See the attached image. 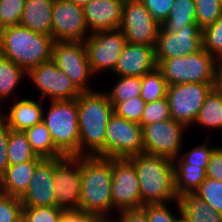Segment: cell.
<instances>
[{
  "mask_svg": "<svg viewBox=\"0 0 222 222\" xmlns=\"http://www.w3.org/2000/svg\"><path fill=\"white\" fill-rule=\"evenodd\" d=\"M78 107L79 156L105 158V137L113 106L105 91H85L76 98ZM87 149V150H85Z\"/></svg>",
  "mask_w": 222,
  "mask_h": 222,
  "instance_id": "6da1fadb",
  "label": "cell"
},
{
  "mask_svg": "<svg viewBox=\"0 0 222 222\" xmlns=\"http://www.w3.org/2000/svg\"><path fill=\"white\" fill-rule=\"evenodd\" d=\"M80 168L82 189L79 211L102 216L111 222L112 158L80 156Z\"/></svg>",
  "mask_w": 222,
  "mask_h": 222,
  "instance_id": "7a4b0ae2",
  "label": "cell"
},
{
  "mask_svg": "<svg viewBox=\"0 0 222 222\" xmlns=\"http://www.w3.org/2000/svg\"><path fill=\"white\" fill-rule=\"evenodd\" d=\"M139 179L141 204L172 202L177 204L174 161L157 155L140 153L126 158Z\"/></svg>",
  "mask_w": 222,
  "mask_h": 222,
  "instance_id": "3957f363",
  "label": "cell"
},
{
  "mask_svg": "<svg viewBox=\"0 0 222 222\" xmlns=\"http://www.w3.org/2000/svg\"><path fill=\"white\" fill-rule=\"evenodd\" d=\"M53 38L15 25L0 30V55L26 72L52 59Z\"/></svg>",
  "mask_w": 222,
  "mask_h": 222,
  "instance_id": "277c9868",
  "label": "cell"
},
{
  "mask_svg": "<svg viewBox=\"0 0 222 222\" xmlns=\"http://www.w3.org/2000/svg\"><path fill=\"white\" fill-rule=\"evenodd\" d=\"M157 69L168 85L216 83L219 61L203 48L198 52L171 59L156 60Z\"/></svg>",
  "mask_w": 222,
  "mask_h": 222,
  "instance_id": "5b68a950",
  "label": "cell"
},
{
  "mask_svg": "<svg viewBox=\"0 0 222 222\" xmlns=\"http://www.w3.org/2000/svg\"><path fill=\"white\" fill-rule=\"evenodd\" d=\"M43 122L51 133L55 147L64 156H79L77 99L50 101Z\"/></svg>",
  "mask_w": 222,
  "mask_h": 222,
  "instance_id": "8992f818",
  "label": "cell"
},
{
  "mask_svg": "<svg viewBox=\"0 0 222 222\" xmlns=\"http://www.w3.org/2000/svg\"><path fill=\"white\" fill-rule=\"evenodd\" d=\"M216 83H181L168 85L166 98L171 117L186 128L191 127L206 96ZM189 126V127H188Z\"/></svg>",
  "mask_w": 222,
  "mask_h": 222,
  "instance_id": "52a82bcc",
  "label": "cell"
},
{
  "mask_svg": "<svg viewBox=\"0 0 222 222\" xmlns=\"http://www.w3.org/2000/svg\"><path fill=\"white\" fill-rule=\"evenodd\" d=\"M127 39L120 29L96 31L84 41L87 59L94 75L112 73L123 52Z\"/></svg>",
  "mask_w": 222,
  "mask_h": 222,
  "instance_id": "ba28073f",
  "label": "cell"
},
{
  "mask_svg": "<svg viewBox=\"0 0 222 222\" xmlns=\"http://www.w3.org/2000/svg\"><path fill=\"white\" fill-rule=\"evenodd\" d=\"M53 176L56 206L64 211L79 210L82 189L80 156L54 158Z\"/></svg>",
  "mask_w": 222,
  "mask_h": 222,
  "instance_id": "9c48e42d",
  "label": "cell"
},
{
  "mask_svg": "<svg viewBox=\"0 0 222 222\" xmlns=\"http://www.w3.org/2000/svg\"><path fill=\"white\" fill-rule=\"evenodd\" d=\"M52 60L81 92L92 91L89 79L95 75L90 68L84 42H53Z\"/></svg>",
  "mask_w": 222,
  "mask_h": 222,
  "instance_id": "30bf717a",
  "label": "cell"
},
{
  "mask_svg": "<svg viewBox=\"0 0 222 222\" xmlns=\"http://www.w3.org/2000/svg\"><path fill=\"white\" fill-rule=\"evenodd\" d=\"M143 153V129L137 122L113 113L105 137V158H128Z\"/></svg>",
  "mask_w": 222,
  "mask_h": 222,
  "instance_id": "8fae6325",
  "label": "cell"
},
{
  "mask_svg": "<svg viewBox=\"0 0 222 222\" xmlns=\"http://www.w3.org/2000/svg\"><path fill=\"white\" fill-rule=\"evenodd\" d=\"M142 129L144 153L174 160L183 151V133L187 128L172 118L145 125Z\"/></svg>",
  "mask_w": 222,
  "mask_h": 222,
  "instance_id": "7c38bea8",
  "label": "cell"
},
{
  "mask_svg": "<svg viewBox=\"0 0 222 222\" xmlns=\"http://www.w3.org/2000/svg\"><path fill=\"white\" fill-rule=\"evenodd\" d=\"M160 27L140 0H124L119 29L124 33L127 43L155 47Z\"/></svg>",
  "mask_w": 222,
  "mask_h": 222,
  "instance_id": "4fadbf2b",
  "label": "cell"
},
{
  "mask_svg": "<svg viewBox=\"0 0 222 222\" xmlns=\"http://www.w3.org/2000/svg\"><path fill=\"white\" fill-rule=\"evenodd\" d=\"M36 89H39L40 99L48 97L50 101L76 99L81 91L63 71L58 69L51 59L27 71Z\"/></svg>",
  "mask_w": 222,
  "mask_h": 222,
  "instance_id": "5bb4252c",
  "label": "cell"
},
{
  "mask_svg": "<svg viewBox=\"0 0 222 222\" xmlns=\"http://www.w3.org/2000/svg\"><path fill=\"white\" fill-rule=\"evenodd\" d=\"M111 197L113 212L142 208L139 179L126 158H112Z\"/></svg>",
  "mask_w": 222,
  "mask_h": 222,
  "instance_id": "9a60e30c",
  "label": "cell"
},
{
  "mask_svg": "<svg viewBox=\"0 0 222 222\" xmlns=\"http://www.w3.org/2000/svg\"><path fill=\"white\" fill-rule=\"evenodd\" d=\"M83 7L71 0H54L52 11L53 41L84 42L88 33Z\"/></svg>",
  "mask_w": 222,
  "mask_h": 222,
  "instance_id": "2e32d148",
  "label": "cell"
},
{
  "mask_svg": "<svg viewBox=\"0 0 222 222\" xmlns=\"http://www.w3.org/2000/svg\"><path fill=\"white\" fill-rule=\"evenodd\" d=\"M202 49V29L197 23L188 24L180 31L169 32L160 27L155 45L156 60L185 57Z\"/></svg>",
  "mask_w": 222,
  "mask_h": 222,
  "instance_id": "e0dca14e",
  "label": "cell"
},
{
  "mask_svg": "<svg viewBox=\"0 0 222 222\" xmlns=\"http://www.w3.org/2000/svg\"><path fill=\"white\" fill-rule=\"evenodd\" d=\"M54 158H43L36 166L28 190L20 198L23 207L56 206Z\"/></svg>",
  "mask_w": 222,
  "mask_h": 222,
  "instance_id": "ac0fdd59",
  "label": "cell"
},
{
  "mask_svg": "<svg viewBox=\"0 0 222 222\" xmlns=\"http://www.w3.org/2000/svg\"><path fill=\"white\" fill-rule=\"evenodd\" d=\"M156 68L155 47L127 43L112 74L117 77H142Z\"/></svg>",
  "mask_w": 222,
  "mask_h": 222,
  "instance_id": "d6986e66",
  "label": "cell"
},
{
  "mask_svg": "<svg viewBox=\"0 0 222 222\" xmlns=\"http://www.w3.org/2000/svg\"><path fill=\"white\" fill-rule=\"evenodd\" d=\"M124 0H92L83 7L89 33L119 29Z\"/></svg>",
  "mask_w": 222,
  "mask_h": 222,
  "instance_id": "ffe728a7",
  "label": "cell"
},
{
  "mask_svg": "<svg viewBox=\"0 0 222 222\" xmlns=\"http://www.w3.org/2000/svg\"><path fill=\"white\" fill-rule=\"evenodd\" d=\"M12 101L8 110H0V118L7 124L10 130L24 131L43 122L42 99L39 102L32 98H19ZM5 111V112H3Z\"/></svg>",
  "mask_w": 222,
  "mask_h": 222,
  "instance_id": "44dd1931",
  "label": "cell"
},
{
  "mask_svg": "<svg viewBox=\"0 0 222 222\" xmlns=\"http://www.w3.org/2000/svg\"><path fill=\"white\" fill-rule=\"evenodd\" d=\"M41 160L8 166L0 177V192L21 198L28 190L34 170Z\"/></svg>",
  "mask_w": 222,
  "mask_h": 222,
  "instance_id": "7402d4cb",
  "label": "cell"
},
{
  "mask_svg": "<svg viewBox=\"0 0 222 222\" xmlns=\"http://www.w3.org/2000/svg\"><path fill=\"white\" fill-rule=\"evenodd\" d=\"M54 0H26L19 25L52 37Z\"/></svg>",
  "mask_w": 222,
  "mask_h": 222,
  "instance_id": "603a6c76",
  "label": "cell"
},
{
  "mask_svg": "<svg viewBox=\"0 0 222 222\" xmlns=\"http://www.w3.org/2000/svg\"><path fill=\"white\" fill-rule=\"evenodd\" d=\"M182 219L186 222H222V214L206 204L195 193H185L178 198Z\"/></svg>",
  "mask_w": 222,
  "mask_h": 222,
  "instance_id": "cb8c5ba5",
  "label": "cell"
},
{
  "mask_svg": "<svg viewBox=\"0 0 222 222\" xmlns=\"http://www.w3.org/2000/svg\"><path fill=\"white\" fill-rule=\"evenodd\" d=\"M30 143L32 151L41 158L64 157L55 147L51 133L44 122L23 131Z\"/></svg>",
  "mask_w": 222,
  "mask_h": 222,
  "instance_id": "d4e9b609",
  "label": "cell"
},
{
  "mask_svg": "<svg viewBox=\"0 0 222 222\" xmlns=\"http://www.w3.org/2000/svg\"><path fill=\"white\" fill-rule=\"evenodd\" d=\"M194 124L209 129H222V93L214 87L206 96Z\"/></svg>",
  "mask_w": 222,
  "mask_h": 222,
  "instance_id": "484cf974",
  "label": "cell"
},
{
  "mask_svg": "<svg viewBox=\"0 0 222 222\" xmlns=\"http://www.w3.org/2000/svg\"><path fill=\"white\" fill-rule=\"evenodd\" d=\"M206 170L190 164H174L175 190L178 197L194 193L206 179Z\"/></svg>",
  "mask_w": 222,
  "mask_h": 222,
  "instance_id": "4316f807",
  "label": "cell"
},
{
  "mask_svg": "<svg viewBox=\"0 0 222 222\" xmlns=\"http://www.w3.org/2000/svg\"><path fill=\"white\" fill-rule=\"evenodd\" d=\"M26 77L27 72L24 69L0 55V110L3 106L1 101H8L7 98L15 93L21 81Z\"/></svg>",
  "mask_w": 222,
  "mask_h": 222,
  "instance_id": "83f0119b",
  "label": "cell"
},
{
  "mask_svg": "<svg viewBox=\"0 0 222 222\" xmlns=\"http://www.w3.org/2000/svg\"><path fill=\"white\" fill-rule=\"evenodd\" d=\"M193 23H196L194 0H174L168 18L161 27L165 31L176 32Z\"/></svg>",
  "mask_w": 222,
  "mask_h": 222,
  "instance_id": "f1b7e54d",
  "label": "cell"
},
{
  "mask_svg": "<svg viewBox=\"0 0 222 222\" xmlns=\"http://www.w3.org/2000/svg\"><path fill=\"white\" fill-rule=\"evenodd\" d=\"M9 166L18 165L26 161L42 160L31 149L23 131H14L9 129V139L7 147Z\"/></svg>",
  "mask_w": 222,
  "mask_h": 222,
  "instance_id": "f546056e",
  "label": "cell"
},
{
  "mask_svg": "<svg viewBox=\"0 0 222 222\" xmlns=\"http://www.w3.org/2000/svg\"><path fill=\"white\" fill-rule=\"evenodd\" d=\"M167 89L168 83L157 68L142 76L140 97L146 103L165 98L167 95Z\"/></svg>",
  "mask_w": 222,
  "mask_h": 222,
  "instance_id": "4dcf8cb0",
  "label": "cell"
},
{
  "mask_svg": "<svg viewBox=\"0 0 222 222\" xmlns=\"http://www.w3.org/2000/svg\"><path fill=\"white\" fill-rule=\"evenodd\" d=\"M116 84L107 91L110 102H122L141 95L142 77H118Z\"/></svg>",
  "mask_w": 222,
  "mask_h": 222,
  "instance_id": "1f68e13d",
  "label": "cell"
},
{
  "mask_svg": "<svg viewBox=\"0 0 222 222\" xmlns=\"http://www.w3.org/2000/svg\"><path fill=\"white\" fill-rule=\"evenodd\" d=\"M210 136L207 134L205 142L201 145L193 147L191 150L180 153L179 157L175 158L174 164H190L207 169L212 152L217 146L209 147Z\"/></svg>",
  "mask_w": 222,
  "mask_h": 222,
  "instance_id": "d6a6232c",
  "label": "cell"
},
{
  "mask_svg": "<svg viewBox=\"0 0 222 222\" xmlns=\"http://www.w3.org/2000/svg\"><path fill=\"white\" fill-rule=\"evenodd\" d=\"M202 48L218 61L222 58V17L202 29Z\"/></svg>",
  "mask_w": 222,
  "mask_h": 222,
  "instance_id": "836d02e7",
  "label": "cell"
},
{
  "mask_svg": "<svg viewBox=\"0 0 222 222\" xmlns=\"http://www.w3.org/2000/svg\"><path fill=\"white\" fill-rule=\"evenodd\" d=\"M196 23L203 29L222 17V5L219 0H194Z\"/></svg>",
  "mask_w": 222,
  "mask_h": 222,
  "instance_id": "e575fe53",
  "label": "cell"
},
{
  "mask_svg": "<svg viewBox=\"0 0 222 222\" xmlns=\"http://www.w3.org/2000/svg\"><path fill=\"white\" fill-rule=\"evenodd\" d=\"M206 204L222 214V182L206 177L194 192Z\"/></svg>",
  "mask_w": 222,
  "mask_h": 222,
  "instance_id": "d590c367",
  "label": "cell"
},
{
  "mask_svg": "<svg viewBox=\"0 0 222 222\" xmlns=\"http://www.w3.org/2000/svg\"><path fill=\"white\" fill-rule=\"evenodd\" d=\"M115 115L126 120L139 123L146 106V102L140 97H133L122 102H111Z\"/></svg>",
  "mask_w": 222,
  "mask_h": 222,
  "instance_id": "8d00e7d4",
  "label": "cell"
},
{
  "mask_svg": "<svg viewBox=\"0 0 222 222\" xmlns=\"http://www.w3.org/2000/svg\"><path fill=\"white\" fill-rule=\"evenodd\" d=\"M26 0H0V30L19 25Z\"/></svg>",
  "mask_w": 222,
  "mask_h": 222,
  "instance_id": "74e56055",
  "label": "cell"
},
{
  "mask_svg": "<svg viewBox=\"0 0 222 222\" xmlns=\"http://www.w3.org/2000/svg\"><path fill=\"white\" fill-rule=\"evenodd\" d=\"M171 112L167 98H162L151 103H146L139 124L143 128L145 125L162 122L171 119Z\"/></svg>",
  "mask_w": 222,
  "mask_h": 222,
  "instance_id": "f35d334b",
  "label": "cell"
},
{
  "mask_svg": "<svg viewBox=\"0 0 222 222\" xmlns=\"http://www.w3.org/2000/svg\"><path fill=\"white\" fill-rule=\"evenodd\" d=\"M63 212L57 206L23 207L22 222H59Z\"/></svg>",
  "mask_w": 222,
  "mask_h": 222,
  "instance_id": "ab89813d",
  "label": "cell"
},
{
  "mask_svg": "<svg viewBox=\"0 0 222 222\" xmlns=\"http://www.w3.org/2000/svg\"><path fill=\"white\" fill-rule=\"evenodd\" d=\"M169 203L171 202L143 205L142 208L146 211L148 222H179L182 214L178 200L176 205L177 214L169 209Z\"/></svg>",
  "mask_w": 222,
  "mask_h": 222,
  "instance_id": "60d3db41",
  "label": "cell"
},
{
  "mask_svg": "<svg viewBox=\"0 0 222 222\" xmlns=\"http://www.w3.org/2000/svg\"><path fill=\"white\" fill-rule=\"evenodd\" d=\"M22 210L19 197L0 192V222H22Z\"/></svg>",
  "mask_w": 222,
  "mask_h": 222,
  "instance_id": "b9f144b4",
  "label": "cell"
},
{
  "mask_svg": "<svg viewBox=\"0 0 222 222\" xmlns=\"http://www.w3.org/2000/svg\"><path fill=\"white\" fill-rule=\"evenodd\" d=\"M140 2L161 25L168 18L174 0H140Z\"/></svg>",
  "mask_w": 222,
  "mask_h": 222,
  "instance_id": "7bdbcfd3",
  "label": "cell"
},
{
  "mask_svg": "<svg viewBox=\"0 0 222 222\" xmlns=\"http://www.w3.org/2000/svg\"><path fill=\"white\" fill-rule=\"evenodd\" d=\"M206 176L222 182V146H218L212 152Z\"/></svg>",
  "mask_w": 222,
  "mask_h": 222,
  "instance_id": "ee69618b",
  "label": "cell"
},
{
  "mask_svg": "<svg viewBox=\"0 0 222 222\" xmlns=\"http://www.w3.org/2000/svg\"><path fill=\"white\" fill-rule=\"evenodd\" d=\"M59 222H110L106 218L79 210L64 211Z\"/></svg>",
  "mask_w": 222,
  "mask_h": 222,
  "instance_id": "f6af8a7d",
  "label": "cell"
},
{
  "mask_svg": "<svg viewBox=\"0 0 222 222\" xmlns=\"http://www.w3.org/2000/svg\"><path fill=\"white\" fill-rule=\"evenodd\" d=\"M9 139V128L7 124L0 118V177L9 166L7 147Z\"/></svg>",
  "mask_w": 222,
  "mask_h": 222,
  "instance_id": "bcb514c9",
  "label": "cell"
},
{
  "mask_svg": "<svg viewBox=\"0 0 222 222\" xmlns=\"http://www.w3.org/2000/svg\"><path fill=\"white\" fill-rule=\"evenodd\" d=\"M111 222H148L146 211L143 208L120 211Z\"/></svg>",
  "mask_w": 222,
  "mask_h": 222,
  "instance_id": "7dc6e473",
  "label": "cell"
},
{
  "mask_svg": "<svg viewBox=\"0 0 222 222\" xmlns=\"http://www.w3.org/2000/svg\"><path fill=\"white\" fill-rule=\"evenodd\" d=\"M215 87L222 93V62L218 64Z\"/></svg>",
  "mask_w": 222,
  "mask_h": 222,
  "instance_id": "c3c4849f",
  "label": "cell"
},
{
  "mask_svg": "<svg viewBox=\"0 0 222 222\" xmlns=\"http://www.w3.org/2000/svg\"><path fill=\"white\" fill-rule=\"evenodd\" d=\"M74 2L76 5L84 7L86 4H88L92 0H71Z\"/></svg>",
  "mask_w": 222,
  "mask_h": 222,
  "instance_id": "681fc988",
  "label": "cell"
}]
</instances>
